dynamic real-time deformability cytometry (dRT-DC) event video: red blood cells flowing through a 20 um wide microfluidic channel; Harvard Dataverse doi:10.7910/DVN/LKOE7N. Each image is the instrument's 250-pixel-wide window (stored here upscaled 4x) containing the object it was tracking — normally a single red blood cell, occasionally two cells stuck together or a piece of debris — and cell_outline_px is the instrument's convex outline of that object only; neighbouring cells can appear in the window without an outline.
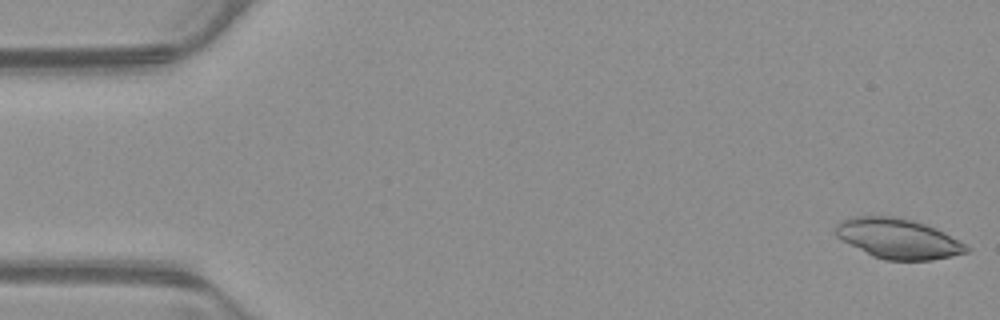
{"species": "common noctule bat (a hibernating species)", "species_latin": "Nyctalus noctula", "temperature_condition": "warm", "stored_images_in_passage": 52, "camera_frame_rate_fps": 3000, "um_per_image_px": 0.085, "animal": {"sex": "male", "body_mass_g": 23.1, "forearm_length_mm": 52.7}, "frame": {"image": 1, "passage_image": 1, "time_ms": 0.0, "image_size_px": [1000, 320], "cell_outline_px": [[972, 248], [968, 252], [952, 256], [932, 260], [884, 260], [872, 256], [836, 236], [836, 224], [852, 216], [892, 216], [912, 220], [936, 228], [944, 232]], "centroid_in_image_um": [76.37, 20.29], "position_along_channel_um": 8.6, "area_um2": 30.35}}